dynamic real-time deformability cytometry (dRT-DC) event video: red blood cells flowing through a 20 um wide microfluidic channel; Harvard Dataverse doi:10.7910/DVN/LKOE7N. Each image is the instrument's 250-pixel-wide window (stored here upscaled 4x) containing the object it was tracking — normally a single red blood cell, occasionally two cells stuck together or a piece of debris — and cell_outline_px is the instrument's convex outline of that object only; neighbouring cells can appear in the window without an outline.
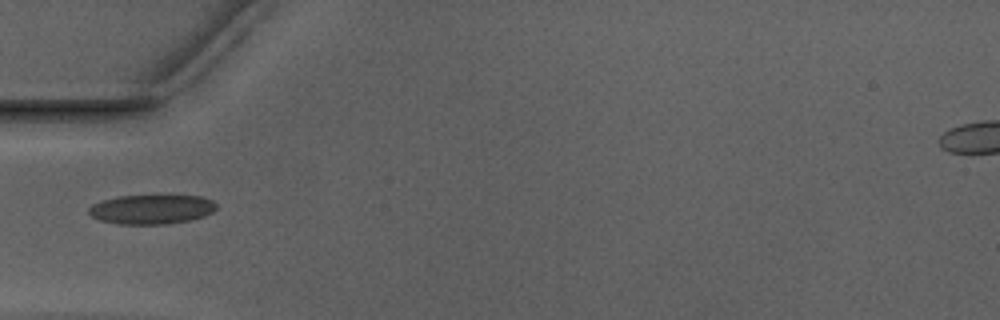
{"species": "Egyptian fruit bat (a non-hibernating species)", "species_latin": "Rousettus aegyptiacus", "temperature_condition": "warm", "stored_images_in_passage": 21, "camera_frame_rate_fps": 3000, "um_per_image_px": 0.085, "animal": {"sex": "male"}, "frame": {"image": 1, "passage_image": 1, "time_ms": 0.0, "image_size_px": [1000, 320], "cell_outline_px": [[216, 208], [212, 212], [204, 216], [192, 220], [168, 224], [116, 224], [100, 220], [92, 216], [88, 212], [88, 208], [92, 204], [116, 196], [200, 196], [212, 200], [216, 204]], "centroid_in_image_um": [12.88, 17.8], "position_along_channel_um": 72.1, "area_um2": 21.85}}
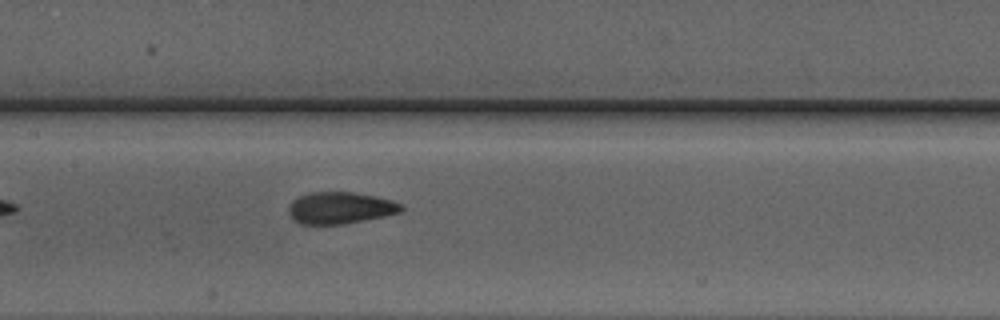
{"frame": {"image": 2, "passage_image": 9, "time_ms": 2.667, "image_size_px": [1000, 320], "cell_outline_px": [[404, 208], [400, 212], [384, 216], [344, 224], [300, 224], [288, 212], [288, 208], [292, 200], [308, 192], [352, 192], [376, 196], [392, 200], [404, 204]], "centroid_in_image_um": [28.94, 17.66], "position_along_channel_um": 178.5, "area_um2": 20.87}}
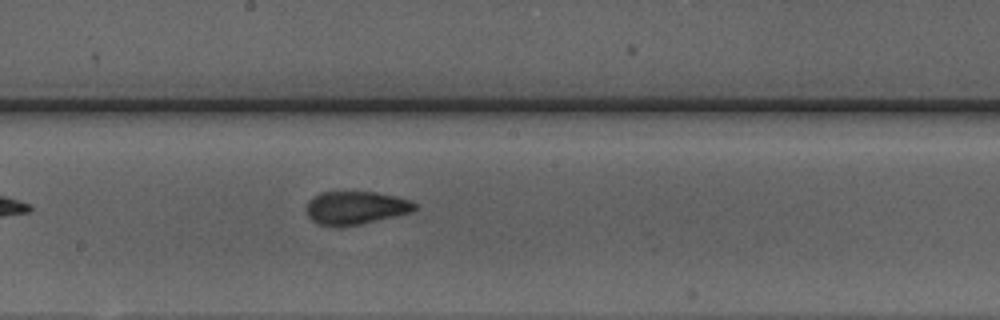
{"frame": {"image": 3, "passage_image": 12, "time_ms": 3.667, "image_size_px": [1000, 320], "cell_outline_px": [[416, 208], [412, 212], [360, 224], [340, 228], [320, 224], [312, 220], [308, 216], [304, 208], [308, 200], [320, 192], [376, 192], [396, 196], [408, 200], [416, 204]], "centroid_in_image_um": [30.18, 17.67], "position_along_channel_um": 218.0, "area_um2": 21.1}}